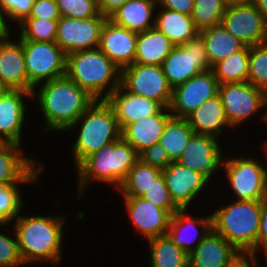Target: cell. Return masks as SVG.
<instances>
[{
  "label": "cell",
  "instance_id": "6da1fadb",
  "mask_svg": "<svg viewBox=\"0 0 267 267\" xmlns=\"http://www.w3.org/2000/svg\"><path fill=\"white\" fill-rule=\"evenodd\" d=\"M35 94L47 131L67 130L96 101L67 76L44 82L38 93L32 92L33 98Z\"/></svg>",
  "mask_w": 267,
  "mask_h": 267
},
{
  "label": "cell",
  "instance_id": "7a4b0ae2",
  "mask_svg": "<svg viewBox=\"0 0 267 267\" xmlns=\"http://www.w3.org/2000/svg\"><path fill=\"white\" fill-rule=\"evenodd\" d=\"M64 221V217L58 216L17 217L14 235L24 264L47 260L53 264L59 262Z\"/></svg>",
  "mask_w": 267,
  "mask_h": 267
},
{
  "label": "cell",
  "instance_id": "3957f363",
  "mask_svg": "<svg viewBox=\"0 0 267 267\" xmlns=\"http://www.w3.org/2000/svg\"><path fill=\"white\" fill-rule=\"evenodd\" d=\"M261 200H236L216 210L212 229L240 253H256Z\"/></svg>",
  "mask_w": 267,
  "mask_h": 267
},
{
  "label": "cell",
  "instance_id": "277c9868",
  "mask_svg": "<svg viewBox=\"0 0 267 267\" xmlns=\"http://www.w3.org/2000/svg\"><path fill=\"white\" fill-rule=\"evenodd\" d=\"M66 76L96 100H105L120 85L121 69L99 48H94L68 54ZM109 82L111 87L104 96Z\"/></svg>",
  "mask_w": 267,
  "mask_h": 267
},
{
  "label": "cell",
  "instance_id": "5b68a950",
  "mask_svg": "<svg viewBox=\"0 0 267 267\" xmlns=\"http://www.w3.org/2000/svg\"><path fill=\"white\" fill-rule=\"evenodd\" d=\"M139 154L122 137L86 157L78 166L79 193L92 180L104 181L120 188Z\"/></svg>",
  "mask_w": 267,
  "mask_h": 267
},
{
  "label": "cell",
  "instance_id": "8992f818",
  "mask_svg": "<svg viewBox=\"0 0 267 267\" xmlns=\"http://www.w3.org/2000/svg\"><path fill=\"white\" fill-rule=\"evenodd\" d=\"M80 122L83 124L72 147L76 167L90 154L121 137L114 112L105 100H96L68 130Z\"/></svg>",
  "mask_w": 267,
  "mask_h": 267
},
{
  "label": "cell",
  "instance_id": "52a82bcc",
  "mask_svg": "<svg viewBox=\"0 0 267 267\" xmlns=\"http://www.w3.org/2000/svg\"><path fill=\"white\" fill-rule=\"evenodd\" d=\"M28 74V92L40 82L66 76L67 55L55 42L20 40Z\"/></svg>",
  "mask_w": 267,
  "mask_h": 267
},
{
  "label": "cell",
  "instance_id": "ba28073f",
  "mask_svg": "<svg viewBox=\"0 0 267 267\" xmlns=\"http://www.w3.org/2000/svg\"><path fill=\"white\" fill-rule=\"evenodd\" d=\"M161 66L173 89L205 70H212L201 34L184 45L174 46Z\"/></svg>",
  "mask_w": 267,
  "mask_h": 267
},
{
  "label": "cell",
  "instance_id": "9c48e42d",
  "mask_svg": "<svg viewBox=\"0 0 267 267\" xmlns=\"http://www.w3.org/2000/svg\"><path fill=\"white\" fill-rule=\"evenodd\" d=\"M120 85L134 95L170 107L173 88L168 83L162 66L136 63L128 65L121 69Z\"/></svg>",
  "mask_w": 267,
  "mask_h": 267
},
{
  "label": "cell",
  "instance_id": "30bf717a",
  "mask_svg": "<svg viewBox=\"0 0 267 267\" xmlns=\"http://www.w3.org/2000/svg\"><path fill=\"white\" fill-rule=\"evenodd\" d=\"M218 94L231 128L267 105V94L249 81L219 84Z\"/></svg>",
  "mask_w": 267,
  "mask_h": 267
},
{
  "label": "cell",
  "instance_id": "8fae6325",
  "mask_svg": "<svg viewBox=\"0 0 267 267\" xmlns=\"http://www.w3.org/2000/svg\"><path fill=\"white\" fill-rule=\"evenodd\" d=\"M107 17L99 14L88 19L60 16L55 43L66 53L98 48Z\"/></svg>",
  "mask_w": 267,
  "mask_h": 267
},
{
  "label": "cell",
  "instance_id": "7c38bea8",
  "mask_svg": "<svg viewBox=\"0 0 267 267\" xmlns=\"http://www.w3.org/2000/svg\"><path fill=\"white\" fill-rule=\"evenodd\" d=\"M221 24L246 46L267 43V22L254 3L227 4Z\"/></svg>",
  "mask_w": 267,
  "mask_h": 267
},
{
  "label": "cell",
  "instance_id": "4fadbf2b",
  "mask_svg": "<svg viewBox=\"0 0 267 267\" xmlns=\"http://www.w3.org/2000/svg\"><path fill=\"white\" fill-rule=\"evenodd\" d=\"M223 164L237 200H261L267 195L266 169L258 161L241 156Z\"/></svg>",
  "mask_w": 267,
  "mask_h": 267
},
{
  "label": "cell",
  "instance_id": "5bb4252c",
  "mask_svg": "<svg viewBox=\"0 0 267 267\" xmlns=\"http://www.w3.org/2000/svg\"><path fill=\"white\" fill-rule=\"evenodd\" d=\"M219 82L212 70H205L173 89L170 112L187 118L204 101L218 94Z\"/></svg>",
  "mask_w": 267,
  "mask_h": 267
},
{
  "label": "cell",
  "instance_id": "9a60e30c",
  "mask_svg": "<svg viewBox=\"0 0 267 267\" xmlns=\"http://www.w3.org/2000/svg\"><path fill=\"white\" fill-rule=\"evenodd\" d=\"M222 155L220 144L217 142L216 137L194 134L176 162L201 173L209 181L213 173L223 165Z\"/></svg>",
  "mask_w": 267,
  "mask_h": 267
},
{
  "label": "cell",
  "instance_id": "2e32d148",
  "mask_svg": "<svg viewBox=\"0 0 267 267\" xmlns=\"http://www.w3.org/2000/svg\"><path fill=\"white\" fill-rule=\"evenodd\" d=\"M188 255L189 267H228L240 252L213 229L202 230Z\"/></svg>",
  "mask_w": 267,
  "mask_h": 267
},
{
  "label": "cell",
  "instance_id": "e0dca14e",
  "mask_svg": "<svg viewBox=\"0 0 267 267\" xmlns=\"http://www.w3.org/2000/svg\"><path fill=\"white\" fill-rule=\"evenodd\" d=\"M105 101L112 108L120 130L128 124L158 114L164 108L159 102L134 95L121 85L109 94Z\"/></svg>",
  "mask_w": 267,
  "mask_h": 267
},
{
  "label": "cell",
  "instance_id": "ac0fdd59",
  "mask_svg": "<svg viewBox=\"0 0 267 267\" xmlns=\"http://www.w3.org/2000/svg\"><path fill=\"white\" fill-rule=\"evenodd\" d=\"M162 175L171 199L179 209H187L189 204L205 187L208 180L201 173L171 162Z\"/></svg>",
  "mask_w": 267,
  "mask_h": 267
},
{
  "label": "cell",
  "instance_id": "d6986e66",
  "mask_svg": "<svg viewBox=\"0 0 267 267\" xmlns=\"http://www.w3.org/2000/svg\"><path fill=\"white\" fill-rule=\"evenodd\" d=\"M137 33L117 25L107 18L104 23L99 49L120 69L134 64Z\"/></svg>",
  "mask_w": 267,
  "mask_h": 267
},
{
  "label": "cell",
  "instance_id": "ffe728a7",
  "mask_svg": "<svg viewBox=\"0 0 267 267\" xmlns=\"http://www.w3.org/2000/svg\"><path fill=\"white\" fill-rule=\"evenodd\" d=\"M129 218L146 240L167 235L171 214L142 197H124Z\"/></svg>",
  "mask_w": 267,
  "mask_h": 267
},
{
  "label": "cell",
  "instance_id": "44dd1931",
  "mask_svg": "<svg viewBox=\"0 0 267 267\" xmlns=\"http://www.w3.org/2000/svg\"><path fill=\"white\" fill-rule=\"evenodd\" d=\"M20 146L5 142L0 145V185L37 183V177L43 167L39 163L35 165L37 161L33 158L22 157Z\"/></svg>",
  "mask_w": 267,
  "mask_h": 267
},
{
  "label": "cell",
  "instance_id": "7402d4cb",
  "mask_svg": "<svg viewBox=\"0 0 267 267\" xmlns=\"http://www.w3.org/2000/svg\"><path fill=\"white\" fill-rule=\"evenodd\" d=\"M25 97L32 93L8 89L0 96V139L5 143L21 145V133L25 118Z\"/></svg>",
  "mask_w": 267,
  "mask_h": 267
},
{
  "label": "cell",
  "instance_id": "603a6c76",
  "mask_svg": "<svg viewBox=\"0 0 267 267\" xmlns=\"http://www.w3.org/2000/svg\"><path fill=\"white\" fill-rule=\"evenodd\" d=\"M8 40H0V80L8 89L28 91L22 43Z\"/></svg>",
  "mask_w": 267,
  "mask_h": 267
},
{
  "label": "cell",
  "instance_id": "cb8c5ba5",
  "mask_svg": "<svg viewBox=\"0 0 267 267\" xmlns=\"http://www.w3.org/2000/svg\"><path fill=\"white\" fill-rule=\"evenodd\" d=\"M169 108L164 107L158 114L128 124L121 130V137L129 143L138 154L159 142L167 120L172 116Z\"/></svg>",
  "mask_w": 267,
  "mask_h": 267
},
{
  "label": "cell",
  "instance_id": "d4e9b609",
  "mask_svg": "<svg viewBox=\"0 0 267 267\" xmlns=\"http://www.w3.org/2000/svg\"><path fill=\"white\" fill-rule=\"evenodd\" d=\"M187 120L195 134L210 135L216 138L224 126L231 127L219 94L204 101L187 117Z\"/></svg>",
  "mask_w": 267,
  "mask_h": 267
},
{
  "label": "cell",
  "instance_id": "484cf974",
  "mask_svg": "<svg viewBox=\"0 0 267 267\" xmlns=\"http://www.w3.org/2000/svg\"><path fill=\"white\" fill-rule=\"evenodd\" d=\"M173 47L171 41L155 27L137 33L134 63L161 66Z\"/></svg>",
  "mask_w": 267,
  "mask_h": 267
},
{
  "label": "cell",
  "instance_id": "4316f807",
  "mask_svg": "<svg viewBox=\"0 0 267 267\" xmlns=\"http://www.w3.org/2000/svg\"><path fill=\"white\" fill-rule=\"evenodd\" d=\"M157 0H129L118 8L108 19L128 30L140 33L148 30Z\"/></svg>",
  "mask_w": 267,
  "mask_h": 267
},
{
  "label": "cell",
  "instance_id": "83f0119b",
  "mask_svg": "<svg viewBox=\"0 0 267 267\" xmlns=\"http://www.w3.org/2000/svg\"><path fill=\"white\" fill-rule=\"evenodd\" d=\"M152 23L174 46L184 45L199 33L191 16L166 8L157 13Z\"/></svg>",
  "mask_w": 267,
  "mask_h": 267
},
{
  "label": "cell",
  "instance_id": "f1b7e54d",
  "mask_svg": "<svg viewBox=\"0 0 267 267\" xmlns=\"http://www.w3.org/2000/svg\"><path fill=\"white\" fill-rule=\"evenodd\" d=\"M211 66L242 50L246 45L220 24L199 31Z\"/></svg>",
  "mask_w": 267,
  "mask_h": 267
},
{
  "label": "cell",
  "instance_id": "f546056e",
  "mask_svg": "<svg viewBox=\"0 0 267 267\" xmlns=\"http://www.w3.org/2000/svg\"><path fill=\"white\" fill-rule=\"evenodd\" d=\"M185 211L186 209H179L173 215H171L167 235L176 246L183 249L189 255L194 248H196V245L193 246L191 244L194 242V240H196V238L194 240L192 237L190 238L188 235L189 233L187 234V231L191 230L193 232L194 230L198 229V226L202 227L203 230H211L212 216L209 215L207 217H201L197 219L185 215ZM195 232L197 233L198 231L196 230Z\"/></svg>",
  "mask_w": 267,
  "mask_h": 267
},
{
  "label": "cell",
  "instance_id": "4dcf8cb0",
  "mask_svg": "<svg viewBox=\"0 0 267 267\" xmlns=\"http://www.w3.org/2000/svg\"><path fill=\"white\" fill-rule=\"evenodd\" d=\"M194 134L187 118L171 116L167 120L159 143L167 152L170 160L176 162Z\"/></svg>",
  "mask_w": 267,
  "mask_h": 267
},
{
  "label": "cell",
  "instance_id": "1f68e13d",
  "mask_svg": "<svg viewBox=\"0 0 267 267\" xmlns=\"http://www.w3.org/2000/svg\"><path fill=\"white\" fill-rule=\"evenodd\" d=\"M151 247V267H189L188 254L168 235L147 240Z\"/></svg>",
  "mask_w": 267,
  "mask_h": 267
},
{
  "label": "cell",
  "instance_id": "d6a6232c",
  "mask_svg": "<svg viewBox=\"0 0 267 267\" xmlns=\"http://www.w3.org/2000/svg\"><path fill=\"white\" fill-rule=\"evenodd\" d=\"M212 72L219 84L248 81L249 46L214 64Z\"/></svg>",
  "mask_w": 267,
  "mask_h": 267
},
{
  "label": "cell",
  "instance_id": "836d02e7",
  "mask_svg": "<svg viewBox=\"0 0 267 267\" xmlns=\"http://www.w3.org/2000/svg\"><path fill=\"white\" fill-rule=\"evenodd\" d=\"M161 175L162 170L147 165L139 159L118 190H121L124 197H141Z\"/></svg>",
  "mask_w": 267,
  "mask_h": 267
},
{
  "label": "cell",
  "instance_id": "e575fe53",
  "mask_svg": "<svg viewBox=\"0 0 267 267\" xmlns=\"http://www.w3.org/2000/svg\"><path fill=\"white\" fill-rule=\"evenodd\" d=\"M226 6V0H195L191 18L196 28L201 31L220 25Z\"/></svg>",
  "mask_w": 267,
  "mask_h": 267
},
{
  "label": "cell",
  "instance_id": "d590c367",
  "mask_svg": "<svg viewBox=\"0 0 267 267\" xmlns=\"http://www.w3.org/2000/svg\"><path fill=\"white\" fill-rule=\"evenodd\" d=\"M20 24V40L55 42L58 20L25 18Z\"/></svg>",
  "mask_w": 267,
  "mask_h": 267
},
{
  "label": "cell",
  "instance_id": "8d00e7d4",
  "mask_svg": "<svg viewBox=\"0 0 267 267\" xmlns=\"http://www.w3.org/2000/svg\"><path fill=\"white\" fill-rule=\"evenodd\" d=\"M248 81L267 94V43L249 46Z\"/></svg>",
  "mask_w": 267,
  "mask_h": 267
},
{
  "label": "cell",
  "instance_id": "74e56055",
  "mask_svg": "<svg viewBox=\"0 0 267 267\" xmlns=\"http://www.w3.org/2000/svg\"><path fill=\"white\" fill-rule=\"evenodd\" d=\"M17 184L0 185V224H7L20 215L22 199Z\"/></svg>",
  "mask_w": 267,
  "mask_h": 267
},
{
  "label": "cell",
  "instance_id": "f35d334b",
  "mask_svg": "<svg viewBox=\"0 0 267 267\" xmlns=\"http://www.w3.org/2000/svg\"><path fill=\"white\" fill-rule=\"evenodd\" d=\"M60 16L88 19L100 14L98 0H56Z\"/></svg>",
  "mask_w": 267,
  "mask_h": 267
},
{
  "label": "cell",
  "instance_id": "ab89813d",
  "mask_svg": "<svg viewBox=\"0 0 267 267\" xmlns=\"http://www.w3.org/2000/svg\"><path fill=\"white\" fill-rule=\"evenodd\" d=\"M141 197L167 210L171 215L179 210L171 199L163 175L159 176L154 181V184Z\"/></svg>",
  "mask_w": 267,
  "mask_h": 267
},
{
  "label": "cell",
  "instance_id": "60d3db41",
  "mask_svg": "<svg viewBox=\"0 0 267 267\" xmlns=\"http://www.w3.org/2000/svg\"><path fill=\"white\" fill-rule=\"evenodd\" d=\"M6 225V224H0ZM24 265L19 249L17 238L10 237L0 233V267H15Z\"/></svg>",
  "mask_w": 267,
  "mask_h": 267
},
{
  "label": "cell",
  "instance_id": "b9f144b4",
  "mask_svg": "<svg viewBox=\"0 0 267 267\" xmlns=\"http://www.w3.org/2000/svg\"><path fill=\"white\" fill-rule=\"evenodd\" d=\"M139 159L160 170H164L172 162L159 142L143 150L139 154Z\"/></svg>",
  "mask_w": 267,
  "mask_h": 267
},
{
  "label": "cell",
  "instance_id": "7bdbcfd3",
  "mask_svg": "<svg viewBox=\"0 0 267 267\" xmlns=\"http://www.w3.org/2000/svg\"><path fill=\"white\" fill-rule=\"evenodd\" d=\"M34 0H0L6 17L21 23L31 13Z\"/></svg>",
  "mask_w": 267,
  "mask_h": 267
},
{
  "label": "cell",
  "instance_id": "ee69618b",
  "mask_svg": "<svg viewBox=\"0 0 267 267\" xmlns=\"http://www.w3.org/2000/svg\"><path fill=\"white\" fill-rule=\"evenodd\" d=\"M27 18L59 20L60 12L56 0H34L31 13Z\"/></svg>",
  "mask_w": 267,
  "mask_h": 267
},
{
  "label": "cell",
  "instance_id": "f6af8a7d",
  "mask_svg": "<svg viewBox=\"0 0 267 267\" xmlns=\"http://www.w3.org/2000/svg\"><path fill=\"white\" fill-rule=\"evenodd\" d=\"M162 8L176 11L191 16L195 6V0H157Z\"/></svg>",
  "mask_w": 267,
  "mask_h": 267
},
{
  "label": "cell",
  "instance_id": "bcb514c9",
  "mask_svg": "<svg viewBox=\"0 0 267 267\" xmlns=\"http://www.w3.org/2000/svg\"><path fill=\"white\" fill-rule=\"evenodd\" d=\"M267 242V195L261 199L260 225L257 236V251Z\"/></svg>",
  "mask_w": 267,
  "mask_h": 267
},
{
  "label": "cell",
  "instance_id": "7dc6e473",
  "mask_svg": "<svg viewBox=\"0 0 267 267\" xmlns=\"http://www.w3.org/2000/svg\"><path fill=\"white\" fill-rule=\"evenodd\" d=\"M129 0H98L99 12L109 18L118 8Z\"/></svg>",
  "mask_w": 267,
  "mask_h": 267
},
{
  "label": "cell",
  "instance_id": "c3c4849f",
  "mask_svg": "<svg viewBox=\"0 0 267 267\" xmlns=\"http://www.w3.org/2000/svg\"><path fill=\"white\" fill-rule=\"evenodd\" d=\"M256 254L257 253H240L228 267H258L257 262L259 261L257 260Z\"/></svg>",
  "mask_w": 267,
  "mask_h": 267
},
{
  "label": "cell",
  "instance_id": "681fc988",
  "mask_svg": "<svg viewBox=\"0 0 267 267\" xmlns=\"http://www.w3.org/2000/svg\"><path fill=\"white\" fill-rule=\"evenodd\" d=\"M4 16H6V15H5V12H4L3 8L1 7V4H0V40L7 39L10 37L9 36L10 31H9L8 26H7V23L4 21L5 20Z\"/></svg>",
  "mask_w": 267,
  "mask_h": 267
},
{
  "label": "cell",
  "instance_id": "f907efd6",
  "mask_svg": "<svg viewBox=\"0 0 267 267\" xmlns=\"http://www.w3.org/2000/svg\"><path fill=\"white\" fill-rule=\"evenodd\" d=\"M254 4L267 22V0H255Z\"/></svg>",
  "mask_w": 267,
  "mask_h": 267
},
{
  "label": "cell",
  "instance_id": "816d5d0a",
  "mask_svg": "<svg viewBox=\"0 0 267 267\" xmlns=\"http://www.w3.org/2000/svg\"><path fill=\"white\" fill-rule=\"evenodd\" d=\"M227 4H245V3H254L255 0H226Z\"/></svg>",
  "mask_w": 267,
  "mask_h": 267
},
{
  "label": "cell",
  "instance_id": "f5cc1de1",
  "mask_svg": "<svg viewBox=\"0 0 267 267\" xmlns=\"http://www.w3.org/2000/svg\"><path fill=\"white\" fill-rule=\"evenodd\" d=\"M7 90L8 88L0 80V96H2Z\"/></svg>",
  "mask_w": 267,
  "mask_h": 267
},
{
  "label": "cell",
  "instance_id": "db71d44e",
  "mask_svg": "<svg viewBox=\"0 0 267 267\" xmlns=\"http://www.w3.org/2000/svg\"><path fill=\"white\" fill-rule=\"evenodd\" d=\"M262 248H263V250L265 252L264 254L266 255V258H267V242L259 247L260 251H261Z\"/></svg>",
  "mask_w": 267,
  "mask_h": 267
},
{
  "label": "cell",
  "instance_id": "11a10c76",
  "mask_svg": "<svg viewBox=\"0 0 267 267\" xmlns=\"http://www.w3.org/2000/svg\"><path fill=\"white\" fill-rule=\"evenodd\" d=\"M264 148H265V151L267 152V143H265V146H264ZM265 152V154L267 155V153ZM266 183H267V169H266Z\"/></svg>",
  "mask_w": 267,
  "mask_h": 267
},
{
  "label": "cell",
  "instance_id": "9f6ffc18",
  "mask_svg": "<svg viewBox=\"0 0 267 267\" xmlns=\"http://www.w3.org/2000/svg\"><path fill=\"white\" fill-rule=\"evenodd\" d=\"M262 119H264L265 121H267V111H266V113L264 114V116L262 117Z\"/></svg>",
  "mask_w": 267,
  "mask_h": 267
}]
</instances>
